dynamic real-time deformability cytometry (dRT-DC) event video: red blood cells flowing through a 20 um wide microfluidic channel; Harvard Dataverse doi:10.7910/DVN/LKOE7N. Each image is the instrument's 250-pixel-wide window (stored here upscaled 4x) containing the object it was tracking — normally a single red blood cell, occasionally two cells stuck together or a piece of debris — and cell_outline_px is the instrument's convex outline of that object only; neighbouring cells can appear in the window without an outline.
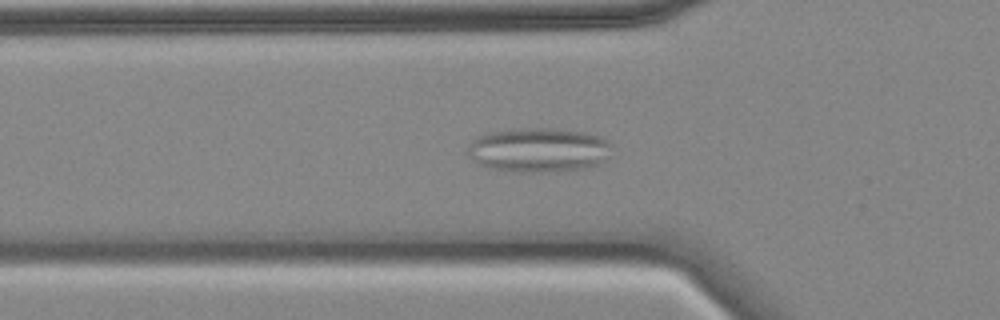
{"species": "common noctule bat (a hibernating species)", "species_latin": "Nyctalus noctula", "temperature_condition": "cold", "stored_images_in_passage": 56, "camera_frame_rate_fps": 3000, "um_per_image_px": 0.085, "animal": {"sex": "female", "body_mass_g": 18.4}, "frame": {"image": 1, "passage_image": 17, "time_ms": 5.333, "image_size_px": [1000, 320], "cell_outline_px": [[608, 144], [604, 160], [600, 164], [588, 168], [556, 172], [512, 172], [492, 168], [480, 164], [468, 152], [468, 148], [472, 140], [488, 132], [524, 128], [548, 128], [584, 132], [600, 136]], "centroid_in_image_um": [45.77, 12.76], "position_along_channel_um": 80.0, "area_um2": 36.82}}